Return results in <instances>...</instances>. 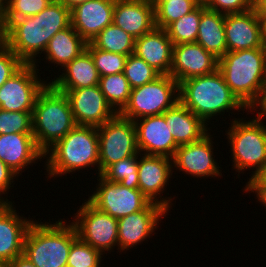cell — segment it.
<instances>
[{
	"mask_svg": "<svg viewBox=\"0 0 266 267\" xmlns=\"http://www.w3.org/2000/svg\"><path fill=\"white\" fill-rule=\"evenodd\" d=\"M98 49L129 56L134 53L135 39L114 23L103 29L91 42Z\"/></svg>",
	"mask_w": 266,
	"mask_h": 267,
	"instance_id": "f1b7e54d",
	"label": "cell"
},
{
	"mask_svg": "<svg viewBox=\"0 0 266 267\" xmlns=\"http://www.w3.org/2000/svg\"><path fill=\"white\" fill-rule=\"evenodd\" d=\"M24 65L25 63L0 40V87Z\"/></svg>",
	"mask_w": 266,
	"mask_h": 267,
	"instance_id": "f35d334b",
	"label": "cell"
},
{
	"mask_svg": "<svg viewBox=\"0 0 266 267\" xmlns=\"http://www.w3.org/2000/svg\"><path fill=\"white\" fill-rule=\"evenodd\" d=\"M113 23L136 39L156 27L155 9L149 0H115Z\"/></svg>",
	"mask_w": 266,
	"mask_h": 267,
	"instance_id": "603a6c76",
	"label": "cell"
},
{
	"mask_svg": "<svg viewBox=\"0 0 266 267\" xmlns=\"http://www.w3.org/2000/svg\"><path fill=\"white\" fill-rule=\"evenodd\" d=\"M66 221L43 223L34 220L30 225L23 254L36 267H67L70 248L78 235L72 222L67 224Z\"/></svg>",
	"mask_w": 266,
	"mask_h": 267,
	"instance_id": "5b68a950",
	"label": "cell"
},
{
	"mask_svg": "<svg viewBox=\"0 0 266 267\" xmlns=\"http://www.w3.org/2000/svg\"><path fill=\"white\" fill-rule=\"evenodd\" d=\"M206 10L201 2L193 11L170 23L165 31L173 45L196 43L201 14Z\"/></svg>",
	"mask_w": 266,
	"mask_h": 267,
	"instance_id": "f546056e",
	"label": "cell"
},
{
	"mask_svg": "<svg viewBox=\"0 0 266 267\" xmlns=\"http://www.w3.org/2000/svg\"><path fill=\"white\" fill-rule=\"evenodd\" d=\"M70 25L71 10L53 0L37 15L11 20L1 41L25 64L39 68L37 57L43 54L57 32Z\"/></svg>",
	"mask_w": 266,
	"mask_h": 267,
	"instance_id": "6da1fadb",
	"label": "cell"
},
{
	"mask_svg": "<svg viewBox=\"0 0 266 267\" xmlns=\"http://www.w3.org/2000/svg\"><path fill=\"white\" fill-rule=\"evenodd\" d=\"M262 115L256 114L253 119H232L231 126L225 135L231 148L232 169L239 174L245 170L251 171V180L266 163V122ZM241 172V173H240Z\"/></svg>",
	"mask_w": 266,
	"mask_h": 267,
	"instance_id": "52a82bcc",
	"label": "cell"
},
{
	"mask_svg": "<svg viewBox=\"0 0 266 267\" xmlns=\"http://www.w3.org/2000/svg\"><path fill=\"white\" fill-rule=\"evenodd\" d=\"M60 3H62L63 5H65L69 10H71L72 8H74L75 6L84 3L88 0H56Z\"/></svg>",
	"mask_w": 266,
	"mask_h": 267,
	"instance_id": "c3c4849f",
	"label": "cell"
},
{
	"mask_svg": "<svg viewBox=\"0 0 266 267\" xmlns=\"http://www.w3.org/2000/svg\"><path fill=\"white\" fill-rule=\"evenodd\" d=\"M42 158L44 153L38 148L33 133L0 135V160L18 176L37 161L41 163Z\"/></svg>",
	"mask_w": 266,
	"mask_h": 267,
	"instance_id": "7402d4cb",
	"label": "cell"
},
{
	"mask_svg": "<svg viewBox=\"0 0 266 267\" xmlns=\"http://www.w3.org/2000/svg\"><path fill=\"white\" fill-rule=\"evenodd\" d=\"M6 1L0 0V40L4 37L8 26Z\"/></svg>",
	"mask_w": 266,
	"mask_h": 267,
	"instance_id": "7bdbcfd3",
	"label": "cell"
},
{
	"mask_svg": "<svg viewBox=\"0 0 266 267\" xmlns=\"http://www.w3.org/2000/svg\"><path fill=\"white\" fill-rule=\"evenodd\" d=\"M162 115L179 146L197 142L211 130V127H208L200 117H197L180 101Z\"/></svg>",
	"mask_w": 266,
	"mask_h": 267,
	"instance_id": "d4e9b609",
	"label": "cell"
},
{
	"mask_svg": "<svg viewBox=\"0 0 266 267\" xmlns=\"http://www.w3.org/2000/svg\"><path fill=\"white\" fill-rule=\"evenodd\" d=\"M200 0H170L163 2L155 10V25L165 29L170 23L193 11Z\"/></svg>",
	"mask_w": 266,
	"mask_h": 267,
	"instance_id": "d6a6232c",
	"label": "cell"
},
{
	"mask_svg": "<svg viewBox=\"0 0 266 267\" xmlns=\"http://www.w3.org/2000/svg\"><path fill=\"white\" fill-rule=\"evenodd\" d=\"M138 189L151 201L163 206L166 210L172 207V197L162 198V193L171 182L174 168L172 158L159 155L139 154ZM169 182V183H168ZM165 188V189H164ZM161 197V198H160ZM160 198V199H159Z\"/></svg>",
	"mask_w": 266,
	"mask_h": 267,
	"instance_id": "9a60e30c",
	"label": "cell"
},
{
	"mask_svg": "<svg viewBox=\"0 0 266 267\" xmlns=\"http://www.w3.org/2000/svg\"><path fill=\"white\" fill-rule=\"evenodd\" d=\"M47 178H57L96 166L99 175L97 127L76 125L44 153ZM88 167V168H87Z\"/></svg>",
	"mask_w": 266,
	"mask_h": 267,
	"instance_id": "277c9868",
	"label": "cell"
},
{
	"mask_svg": "<svg viewBox=\"0 0 266 267\" xmlns=\"http://www.w3.org/2000/svg\"><path fill=\"white\" fill-rule=\"evenodd\" d=\"M179 101V83L171 75H160L154 81L131 89L129 100L118 113L135 121L162 115Z\"/></svg>",
	"mask_w": 266,
	"mask_h": 267,
	"instance_id": "ba28073f",
	"label": "cell"
},
{
	"mask_svg": "<svg viewBox=\"0 0 266 267\" xmlns=\"http://www.w3.org/2000/svg\"><path fill=\"white\" fill-rule=\"evenodd\" d=\"M263 48L266 50V23H263Z\"/></svg>",
	"mask_w": 266,
	"mask_h": 267,
	"instance_id": "f907efd6",
	"label": "cell"
},
{
	"mask_svg": "<svg viewBox=\"0 0 266 267\" xmlns=\"http://www.w3.org/2000/svg\"><path fill=\"white\" fill-rule=\"evenodd\" d=\"M53 0H7V23L11 20L37 15Z\"/></svg>",
	"mask_w": 266,
	"mask_h": 267,
	"instance_id": "74e56055",
	"label": "cell"
},
{
	"mask_svg": "<svg viewBox=\"0 0 266 267\" xmlns=\"http://www.w3.org/2000/svg\"><path fill=\"white\" fill-rule=\"evenodd\" d=\"M19 177L12 169H10L4 162L0 160V200L3 203H12L9 199L3 197L2 194H8L11 185L14 182V179ZM3 197V198H2Z\"/></svg>",
	"mask_w": 266,
	"mask_h": 267,
	"instance_id": "60d3db41",
	"label": "cell"
},
{
	"mask_svg": "<svg viewBox=\"0 0 266 267\" xmlns=\"http://www.w3.org/2000/svg\"><path fill=\"white\" fill-rule=\"evenodd\" d=\"M13 203L0 205V261L5 263L23 254L25 236L34 221L19 216Z\"/></svg>",
	"mask_w": 266,
	"mask_h": 267,
	"instance_id": "44dd1931",
	"label": "cell"
},
{
	"mask_svg": "<svg viewBox=\"0 0 266 267\" xmlns=\"http://www.w3.org/2000/svg\"><path fill=\"white\" fill-rule=\"evenodd\" d=\"M115 0H88L71 9V26L87 42L113 23Z\"/></svg>",
	"mask_w": 266,
	"mask_h": 267,
	"instance_id": "ffe728a7",
	"label": "cell"
},
{
	"mask_svg": "<svg viewBox=\"0 0 266 267\" xmlns=\"http://www.w3.org/2000/svg\"><path fill=\"white\" fill-rule=\"evenodd\" d=\"M168 210L158 203L150 202L143 210L129 214L118 219V250H130L148 241L155 230L158 229L159 221L166 215ZM161 219V220H160Z\"/></svg>",
	"mask_w": 266,
	"mask_h": 267,
	"instance_id": "2e32d148",
	"label": "cell"
},
{
	"mask_svg": "<svg viewBox=\"0 0 266 267\" xmlns=\"http://www.w3.org/2000/svg\"><path fill=\"white\" fill-rule=\"evenodd\" d=\"M86 50L91 54L100 77L124 71L128 56L95 48L91 43H87Z\"/></svg>",
	"mask_w": 266,
	"mask_h": 267,
	"instance_id": "836d02e7",
	"label": "cell"
},
{
	"mask_svg": "<svg viewBox=\"0 0 266 267\" xmlns=\"http://www.w3.org/2000/svg\"><path fill=\"white\" fill-rule=\"evenodd\" d=\"M252 8L262 23H266V0H252Z\"/></svg>",
	"mask_w": 266,
	"mask_h": 267,
	"instance_id": "ee69618b",
	"label": "cell"
},
{
	"mask_svg": "<svg viewBox=\"0 0 266 267\" xmlns=\"http://www.w3.org/2000/svg\"><path fill=\"white\" fill-rule=\"evenodd\" d=\"M206 9L221 14L242 13L252 8V0H204Z\"/></svg>",
	"mask_w": 266,
	"mask_h": 267,
	"instance_id": "ab89813d",
	"label": "cell"
},
{
	"mask_svg": "<svg viewBox=\"0 0 266 267\" xmlns=\"http://www.w3.org/2000/svg\"><path fill=\"white\" fill-rule=\"evenodd\" d=\"M97 178L98 185L87 200L117 220L143 210L151 202L139 189L106 180L100 174Z\"/></svg>",
	"mask_w": 266,
	"mask_h": 267,
	"instance_id": "8fae6325",
	"label": "cell"
},
{
	"mask_svg": "<svg viewBox=\"0 0 266 267\" xmlns=\"http://www.w3.org/2000/svg\"><path fill=\"white\" fill-rule=\"evenodd\" d=\"M160 75H170L173 43L165 29L155 27L135 39L134 53Z\"/></svg>",
	"mask_w": 266,
	"mask_h": 267,
	"instance_id": "cb8c5ba5",
	"label": "cell"
},
{
	"mask_svg": "<svg viewBox=\"0 0 266 267\" xmlns=\"http://www.w3.org/2000/svg\"><path fill=\"white\" fill-rule=\"evenodd\" d=\"M123 73L131 89L150 83L160 76L156 70L135 54L127 57Z\"/></svg>",
	"mask_w": 266,
	"mask_h": 267,
	"instance_id": "e575fe53",
	"label": "cell"
},
{
	"mask_svg": "<svg viewBox=\"0 0 266 267\" xmlns=\"http://www.w3.org/2000/svg\"><path fill=\"white\" fill-rule=\"evenodd\" d=\"M254 111H255V113L262 115L263 117L266 116V86H265V91H264V94H263V97H262L260 103L257 105V107L253 111H248V112L249 113L252 112L250 114H254Z\"/></svg>",
	"mask_w": 266,
	"mask_h": 267,
	"instance_id": "7dc6e473",
	"label": "cell"
},
{
	"mask_svg": "<svg viewBox=\"0 0 266 267\" xmlns=\"http://www.w3.org/2000/svg\"><path fill=\"white\" fill-rule=\"evenodd\" d=\"M179 101L207 125L214 117L224 116L225 112L249 111L232 93L218 69L182 81Z\"/></svg>",
	"mask_w": 266,
	"mask_h": 267,
	"instance_id": "3957f363",
	"label": "cell"
},
{
	"mask_svg": "<svg viewBox=\"0 0 266 267\" xmlns=\"http://www.w3.org/2000/svg\"><path fill=\"white\" fill-rule=\"evenodd\" d=\"M8 267H36L24 254L8 263Z\"/></svg>",
	"mask_w": 266,
	"mask_h": 267,
	"instance_id": "f6af8a7d",
	"label": "cell"
},
{
	"mask_svg": "<svg viewBox=\"0 0 266 267\" xmlns=\"http://www.w3.org/2000/svg\"><path fill=\"white\" fill-rule=\"evenodd\" d=\"M0 267H8V263L0 261Z\"/></svg>",
	"mask_w": 266,
	"mask_h": 267,
	"instance_id": "816d5d0a",
	"label": "cell"
},
{
	"mask_svg": "<svg viewBox=\"0 0 266 267\" xmlns=\"http://www.w3.org/2000/svg\"><path fill=\"white\" fill-rule=\"evenodd\" d=\"M99 139V174L109 165L139 155L134 121L119 114L97 127Z\"/></svg>",
	"mask_w": 266,
	"mask_h": 267,
	"instance_id": "9c48e42d",
	"label": "cell"
},
{
	"mask_svg": "<svg viewBox=\"0 0 266 267\" xmlns=\"http://www.w3.org/2000/svg\"><path fill=\"white\" fill-rule=\"evenodd\" d=\"M138 151L146 155L172 158L179 145L167 127L163 115L148 116L134 121Z\"/></svg>",
	"mask_w": 266,
	"mask_h": 267,
	"instance_id": "ac0fdd59",
	"label": "cell"
},
{
	"mask_svg": "<svg viewBox=\"0 0 266 267\" xmlns=\"http://www.w3.org/2000/svg\"><path fill=\"white\" fill-rule=\"evenodd\" d=\"M10 133H33L32 112L0 109V135Z\"/></svg>",
	"mask_w": 266,
	"mask_h": 267,
	"instance_id": "8d00e7d4",
	"label": "cell"
},
{
	"mask_svg": "<svg viewBox=\"0 0 266 267\" xmlns=\"http://www.w3.org/2000/svg\"><path fill=\"white\" fill-rule=\"evenodd\" d=\"M104 256L78 237L70 248L67 267H103Z\"/></svg>",
	"mask_w": 266,
	"mask_h": 267,
	"instance_id": "d590c367",
	"label": "cell"
},
{
	"mask_svg": "<svg viewBox=\"0 0 266 267\" xmlns=\"http://www.w3.org/2000/svg\"><path fill=\"white\" fill-rule=\"evenodd\" d=\"M99 87L108 103L119 113L131 94V87L124 73L100 77Z\"/></svg>",
	"mask_w": 266,
	"mask_h": 267,
	"instance_id": "4dcf8cb0",
	"label": "cell"
},
{
	"mask_svg": "<svg viewBox=\"0 0 266 267\" xmlns=\"http://www.w3.org/2000/svg\"><path fill=\"white\" fill-rule=\"evenodd\" d=\"M87 42L74 30L69 27L57 32L49 41L44 58L56 67L63 69L68 63L73 61L86 50Z\"/></svg>",
	"mask_w": 266,
	"mask_h": 267,
	"instance_id": "4316f807",
	"label": "cell"
},
{
	"mask_svg": "<svg viewBox=\"0 0 266 267\" xmlns=\"http://www.w3.org/2000/svg\"><path fill=\"white\" fill-rule=\"evenodd\" d=\"M227 52L263 47V23L253 8L225 15Z\"/></svg>",
	"mask_w": 266,
	"mask_h": 267,
	"instance_id": "d6986e66",
	"label": "cell"
},
{
	"mask_svg": "<svg viewBox=\"0 0 266 267\" xmlns=\"http://www.w3.org/2000/svg\"><path fill=\"white\" fill-rule=\"evenodd\" d=\"M138 168L139 155H134L109 165L100 175L127 188L138 189Z\"/></svg>",
	"mask_w": 266,
	"mask_h": 267,
	"instance_id": "1f68e13d",
	"label": "cell"
},
{
	"mask_svg": "<svg viewBox=\"0 0 266 267\" xmlns=\"http://www.w3.org/2000/svg\"><path fill=\"white\" fill-rule=\"evenodd\" d=\"M225 15L206 9L200 17L196 43L218 60L227 53Z\"/></svg>",
	"mask_w": 266,
	"mask_h": 267,
	"instance_id": "83f0119b",
	"label": "cell"
},
{
	"mask_svg": "<svg viewBox=\"0 0 266 267\" xmlns=\"http://www.w3.org/2000/svg\"><path fill=\"white\" fill-rule=\"evenodd\" d=\"M170 0H149L150 4L154 7L156 10L163 2H167Z\"/></svg>",
	"mask_w": 266,
	"mask_h": 267,
	"instance_id": "681fc988",
	"label": "cell"
},
{
	"mask_svg": "<svg viewBox=\"0 0 266 267\" xmlns=\"http://www.w3.org/2000/svg\"><path fill=\"white\" fill-rule=\"evenodd\" d=\"M246 192L249 194L254 193L256 195V199L258 198V201L263 204V206L266 209V184H246L244 187L243 192Z\"/></svg>",
	"mask_w": 266,
	"mask_h": 267,
	"instance_id": "b9f144b4",
	"label": "cell"
},
{
	"mask_svg": "<svg viewBox=\"0 0 266 267\" xmlns=\"http://www.w3.org/2000/svg\"><path fill=\"white\" fill-rule=\"evenodd\" d=\"M39 71L34 64H25L9 78L0 87V109L33 112L36 97L47 84V81L40 79Z\"/></svg>",
	"mask_w": 266,
	"mask_h": 267,
	"instance_id": "7c38bea8",
	"label": "cell"
},
{
	"mask_svg": "<svg viewBox=\"0 0 266 267\" xmlns=\"http://www.w3.org/2000/svg\"><path fill=\"white\" fill-rule=\"evenodd\" d=\"M213 135L209 132L201 140L180 145L172 157V166L176 171L194 178H212L222 176V170L215 161Z\"/></svg>",
	"mask_w": 266,
	"mask_h": 267,
	"instance_id": "4fadbf2b",
	"label": "cell"
},
{
	"mask_svg": "<svg viewBox=\"0 0 266 267\" xmlns=\"http://www.w3.org/2000/svg\"><path fill=\"white\" fill-rule=\"evenodd\" d=\"M218 59L198 43L173 45L170 75L180 84L182 81L213 73Z\"/></svg>",
	"mask_w": 266,
	"mask_h": 267,
	"instance_id": "e0dca14e",
	"label": "cell"
},
{
	"mask_svg": "<svg viewBox=\"0 0 266 267\" xmlns=\"http://www.w3.org/2000/svg\"><path fill=\"white\" fill-rule=\"evenodd\" d=\"M232 93L249 110L260 103L266 86V50L230 51L218 60L217 68Z\"/></svg>",
	"mask_w": 266,
	"mask_h": 267,
	"instance_id": "7a4b0ae2",
	"label": "cell"
},
{
	"mask_svg": "<svg viewBox=\"0 0 266 267\" xmlns=\"http://www.w3.org/2000/svg\"><path fill=\"white\" fill-rule=\"evenodd\" d=\"M73 215L78 237L85 243L97 249L102 255L118 250V220L97 209L88 200L80 206Z\"/></svg>",
	"mask_w": 266,
	"mask_h": 267,
	"instance_id": "30bf717a",
	"label": "cell"
},
{
	"mask_svg": "<svg viewBox=\"0 0 266 267\" xmlns=\"http://www.w3.org/2000/svg\"><path fill=\"white\" fill-rule=\"evenodd\" d=\"M61 70L63 72L50 81L56 89H79L99 85L100 75L87 50Z\"/></svg>",
	"mask_w": 266,
	"mask_h": 267,
	"instance_id": "484cf974",
	"label": "cell"
},
{
	"mask_svg": "<svg viewBox=\"0 0 266 267\" xmlns=\"http://www.w3.org/2000/svg\"><path fill=\"white\" fill-rule=\"evenodd\" d=\"M57 90L67 95L78 126L100 127L118 114L105 99L99 85Z\"/></svg>",
	"mask_w": 266,
	"mask_h": 267,
	"instance_id": "5bb4252c",
	"label": "cell"
},
{
	"mask_svg": "<svg viewBox=\"0 0 266 267\" xmlns=\"http://www.w3.org/2000/svg\"><path fill=\"white\" fill-rule=\"evenodd\" d=\"M32 126L35 142L43 153L76 126L67 95L50 82L36 97Z\"/></svg>",
	"mask_w": 266,
	"mask_h": 267,
	"instance_id": "8992f818",
	"label": "cell"
},
{
	"mask_svg": "<svg viewBox=\"0 0 266 267\" xmlns=\"http://www.w3.org/2000/svg\"><path fill=\"white\" fill-rule=\"evenodd\" d=\"M246 184H266V163L261 170L253 177L248 180Z\"/></svg>",
	"mask_w": 266,
	"mask_h": 267,
	"instance_id": "bcb514c9",
	"label": "cell"
}]
</instances>
